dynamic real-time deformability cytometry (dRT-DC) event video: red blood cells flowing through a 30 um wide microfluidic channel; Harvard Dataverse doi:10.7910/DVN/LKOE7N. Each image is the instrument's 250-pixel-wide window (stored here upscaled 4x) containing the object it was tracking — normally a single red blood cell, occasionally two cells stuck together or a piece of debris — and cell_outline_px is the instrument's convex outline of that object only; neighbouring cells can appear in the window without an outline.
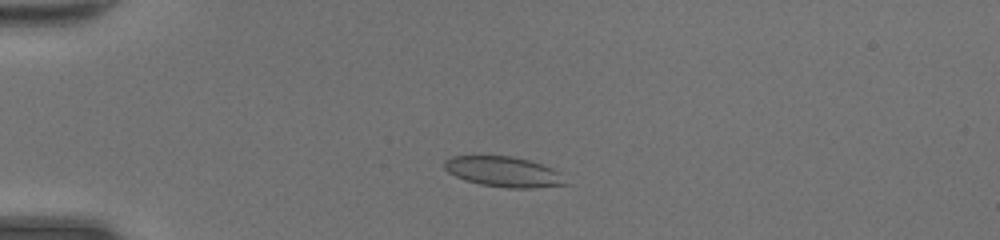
{"species": "common noctule bat (a hibernating species)", "species_latin": "Nyctalus noctula", "temperature_condition": "room temperature", "stored_images_in_passage": 44, "camera_frame_rate_fps": 3000, "um_per_image_px": 0.085, "animal": {"sex": "female", "body_mass_g": 20.0, "forearm_length_mm": 54.0}, "frame": {"image": 1, "passage_image": 9, "time_ms": 2.667, "image_size_px": [1000, 240], "cell_outline_px": [[572, 184], [536, 188], [508, 188], [480, 184], [464, 180], [448, 172], [444, 168], [444, 160], [452, 156], [512, 156], [532, 160], [544, 164], [560, 172]], "centroid_in_image_um": [42.88, 14.6], "position_along_channel_um": 42.1, "area_um2": 21.85}}
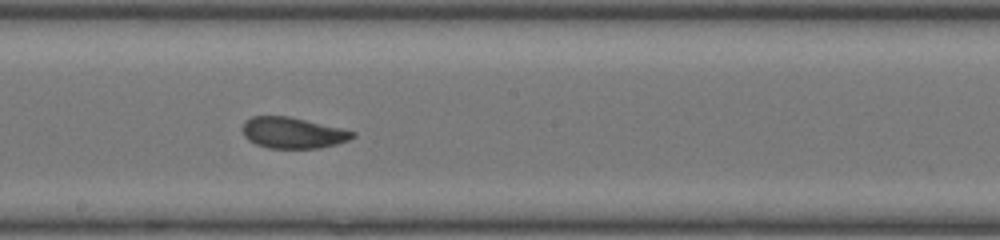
{"frame": {"image": 2, "passage_image": 24, "time_ms": 7.667, "image_size_px": [1000, 240], "cell_outline_px": [[356, 136], [348, 140], [336, 144], [320, 148], [268, 148], [256, 144], [248, 140], [244, 136], [240, 128], [244, 120], [252, 116], [288, 116], [340, 128], [356, 132]], "centroid_in_image_um": [24.83, 11.29], "position_along_channel_um": 223.4, "area_um2": 20.0}}
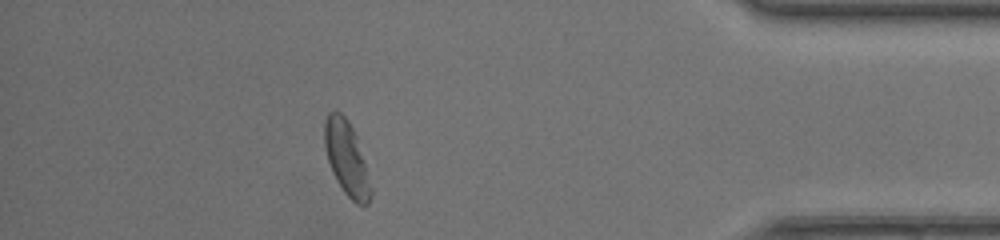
{"frame": {"image": 3, "passage_image": 39, "time_ms": 12.667, "image_size_px": [1000, 240], "cell_outline_px": [[372, 196], [368, 204], [356, 204], [344, 192], [336, 180], [332, 172], [324, 148], [324, 120], [328, 112], [340, 112], [348, 120], [356, 136], [364, 160], [372, 188]], "centroid_in_image_um": [29.45, 13.46], "position_along_channel_um": 405.7, "area_um2": 19.94}, "authors_computed_cell_mechanics": {"area_um2": 20.5479, "velocity_mm_per_s": 4.4065, "shape_relaxation_time_tau1_ms": 6.4839, "shape_relaxation_time_tau2_ms": 0.6931, "deformation_change_tau1": 0.1654, "deformation_change_tau2": 0.0529}}